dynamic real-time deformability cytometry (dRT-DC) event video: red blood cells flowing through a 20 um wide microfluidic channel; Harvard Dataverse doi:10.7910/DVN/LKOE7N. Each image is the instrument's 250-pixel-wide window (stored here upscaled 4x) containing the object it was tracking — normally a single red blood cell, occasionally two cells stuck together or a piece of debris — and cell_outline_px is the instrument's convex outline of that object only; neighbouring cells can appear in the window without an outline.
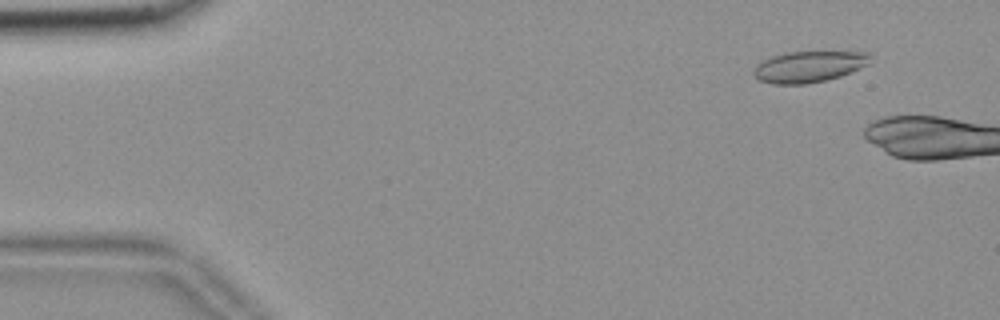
{"species": "common noctule bat (a hibernating species)", "species_latin": "Nyctalus noctula", "temperature_condition": "room temperature", "stored_images_in_passage": 5, "camera_frame_rate_fps": 3000, "um_per_image_px": 0.085, "animal": {"sex": "female", "body_mass_g": 18.4}, "frame": {"image": 1, "passage_image": 2, "time_ms": 0.333, "image_size_px": [1000, 320], "cell_outline_px": [[872, 56], [868, 64], [860, 68], [840, 76], [824, 80], [804, 84], [772, 84], [760, 80], [752, 72], [756, 64], [772, 56], [784, 52], [868, 52]], "centroid_in_image_um": [68.74, 5.66], "position_along_channel_um": 16.3, "area_um2": 21.04}}